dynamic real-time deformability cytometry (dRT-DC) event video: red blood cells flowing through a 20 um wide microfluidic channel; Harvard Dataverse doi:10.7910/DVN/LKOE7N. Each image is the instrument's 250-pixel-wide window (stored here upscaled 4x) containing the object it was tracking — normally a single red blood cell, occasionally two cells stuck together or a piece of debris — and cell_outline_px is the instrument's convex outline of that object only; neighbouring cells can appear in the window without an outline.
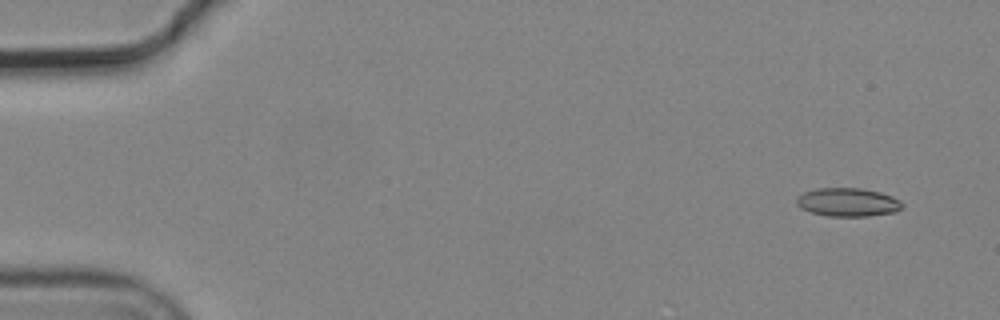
{"species": "common noctule bat (a hibernating species)", "species_latin": "Nyctalus noctula", "temperature_condition": "cold", "stored_images_in_passage": 5, "camera_frame_rate_fps": 3000, "um_per_image_px": 0.085, "animal": {"sex": "male", "body_mass_g": 19.2, "forearm_length_mm": 51.8}, "frame": {"image": 1, "passage_image": 1, "time_ms": 0.0, "image_size_px": [1000, 320], "cell_outline_px": [[904, 204], [896, 212], [868, 216], [828, 216], [812, 212], [800, 208], [796, 204], [796, 196], [804, 192], [816, 188], [860, 188], [880, 192], [892, 196], [900, 200]], "centroid_in_image_um": [72.05, 17.18], "position_along_channel_um": 12.9, "area_um2": 17.63}}